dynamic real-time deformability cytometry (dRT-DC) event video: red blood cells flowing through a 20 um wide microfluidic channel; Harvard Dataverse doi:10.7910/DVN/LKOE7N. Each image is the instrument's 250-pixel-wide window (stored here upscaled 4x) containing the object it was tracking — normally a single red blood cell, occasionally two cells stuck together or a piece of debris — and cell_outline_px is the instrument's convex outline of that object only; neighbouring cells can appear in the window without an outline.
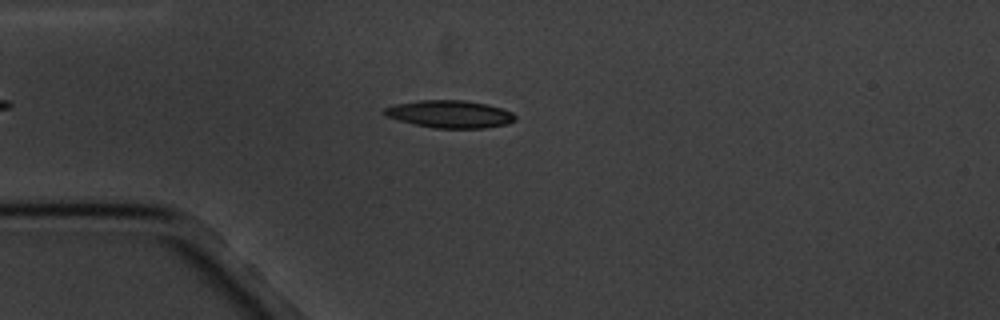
{"species": "common noctule bat (a hibernating species)", "species_latin": "Nyctalus noctula", "temperature_condition": "cold", "stored_images_in_passage": 15, "camera_frame_rate_fps": 3000, "um_per_image_px": 0.085, "animal": {"sex": "male", "body_mass_g": 20.1, "forearm_length_mm": 53.5}, "frame": {"image": 1, "passage_image": 3, "time_ms": 3.333, "image_size_px": [1000, 320], "cell_outline_px": [[516, 120], [508, 124], [484, 128], [432, 128], [384, 116], [380, 112], [384, 108], [396, 104], [420, 100], [464, 100], [488, 104], [512, 112], [516, 116]], "centroid_in_image_um": [38.24, 9.7], "position_along_channel_um": 46.8, "area_um2": 21.04}}
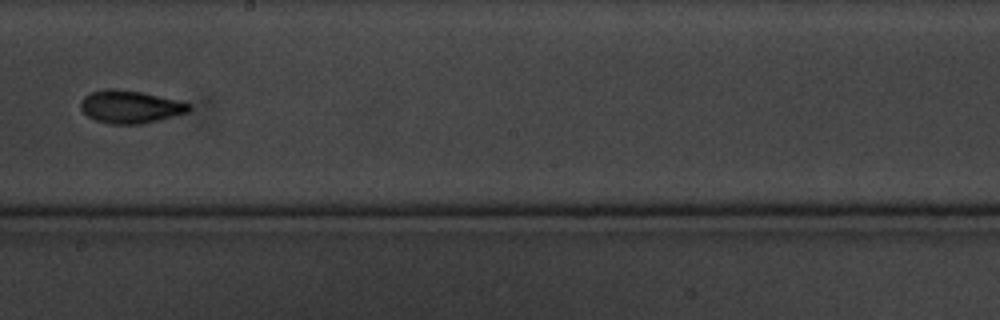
{"frame": {"image": 2, "passage_image": 8, "time_ms": 9.333, "image_size_px": [1000, 320], "cell_outline_px": [[192, 108], [188, 112], [140, 124], [112, 124], [96, 120], [88, 116], [80, 108], [80, 100], [84, 96], [92, 92], [108, 88], [116, 88], [140, 92], [176, 100], [192, 104]], "centroid_in_image_um": [11.04, 9.07], "position_along_channel_um": 237.2, "area_um2": 20.46}}
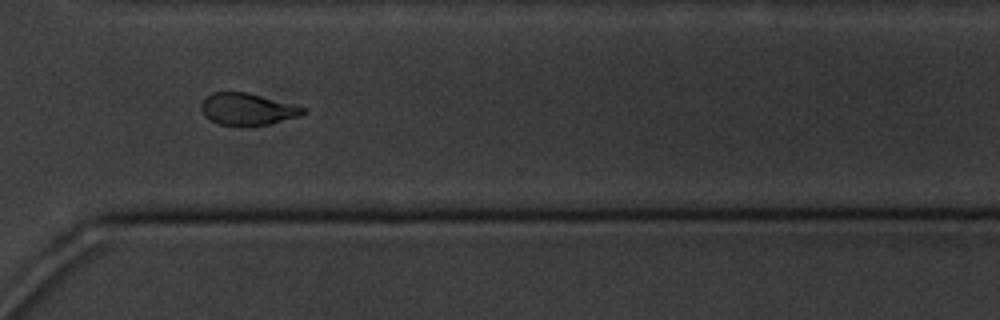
{"frame": {"image": 3, "passage_image": 11, "time_ms": 12.667, "image_size_px": [1000, 320], "cell_outline_px": [[308, 112], [300, 116], [268, 124], [220, 124], [212, 120], [200, 108], [200, 104], [212, 92], [248, 92], [308, 108]], "centroid_in_image_um": [21.1, 9.24], "position_along_channel_um": 349.5, "area_um2": 18.5}, "authors_computed_cell_mechanics": {"area_um2": 20.1722, "velocity_mm_per_s": 3.3863, "shape_relaxation_time_tau1_ms": 2.6202, "shape_relaxation_time_tau2_ms": 3.9355, "deformation_change_tau1": 0.1337, "deformation_change_tau2": 0.1071}}